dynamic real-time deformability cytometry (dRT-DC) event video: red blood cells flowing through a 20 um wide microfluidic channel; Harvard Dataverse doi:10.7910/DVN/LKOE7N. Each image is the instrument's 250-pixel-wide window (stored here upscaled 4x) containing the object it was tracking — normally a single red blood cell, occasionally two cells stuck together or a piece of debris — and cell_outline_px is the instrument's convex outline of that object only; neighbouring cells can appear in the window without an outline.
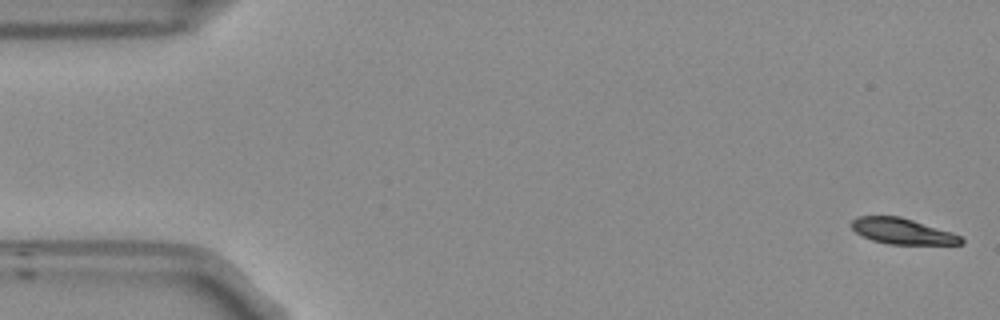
{"species": "Egyptian fruit bat (a non-hibernating species)", "species_latin": "Rousettus aegyptiacus", "temperature_condition": "room temperature", "stored_images_in_passage": 54, "camera_frame_rate_fps": 3000, "um_per_image_px": 0.085, "frame": {"image": 1, "passage_image": 1, "time_ms": 0.0, "image_size_px": [1000, 320], "cell_outline_px": [[964, 244], [888, 244], [872, 240], [856, 232], [852, 228], [852, 220], [860, 216], [900, 216], [952, 232], [960, 236], [964, 240]], "centroid_in_image_um": [76.72, 19.65], "position_along_channel_um": 8.3, "area_um2": 16.3}}
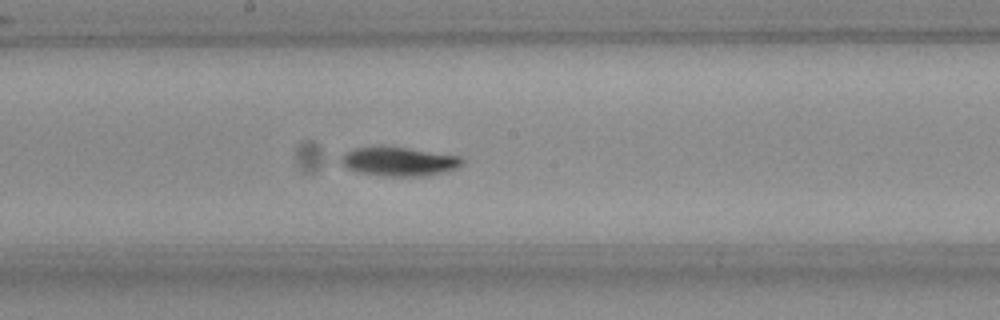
{"frame": {"image": 2, "passage_image": 28, "time_ms": 9.0, "image_size_px": [1000, 320], "cell_outline_px": [[464, 164], [456, 168], [428, 176], [380, 176], [360, 172], [348, 168], [340, 164], [340, 156], [356, 148], [408, 148], [460, 156], [464, 160]], "centroid_in_image_um": [33.95, 13.75], "position_along_channel_um": 214.3, "area_um2": 20.06}}
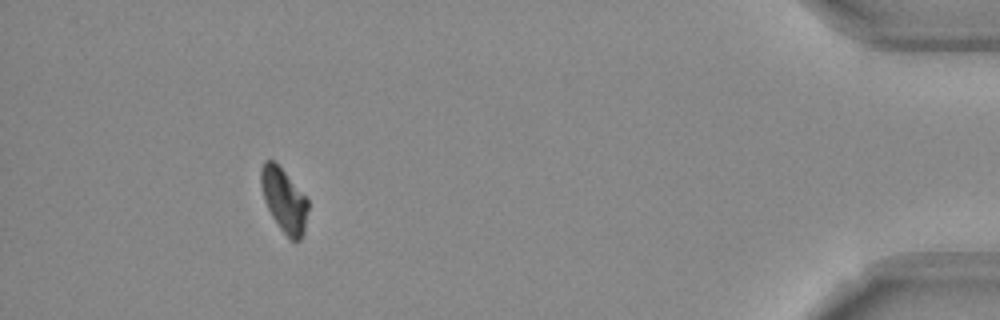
{"frame": {"image": 3, "passage_image": 49, "time_ms": 16.0, "image_size_px": [1000, 320], "cell_outline_px": [[308, 208], [304, 232], [300, 240], [288, 240], [272, 216], [264, 200], [260, 184], [260, 168], [264, 160], [272, 160], [284, 172], [308, 200]], "centroid_in_image_um": [24.12, 17.04], "position_along_channel_um": 411.1, "area_um2": 17.28}, "authors_computed_cell_mechanics": {"area_um2": 18.7272, "velocity_mm_per_s": 3.7377, "shape_relaxation_time_tau1_ms": 4.5885, "shape_relaxation_time_tau2_ms": null, "deformation_change_tau1": 0.1446, "deformation_change_tau2": null}}